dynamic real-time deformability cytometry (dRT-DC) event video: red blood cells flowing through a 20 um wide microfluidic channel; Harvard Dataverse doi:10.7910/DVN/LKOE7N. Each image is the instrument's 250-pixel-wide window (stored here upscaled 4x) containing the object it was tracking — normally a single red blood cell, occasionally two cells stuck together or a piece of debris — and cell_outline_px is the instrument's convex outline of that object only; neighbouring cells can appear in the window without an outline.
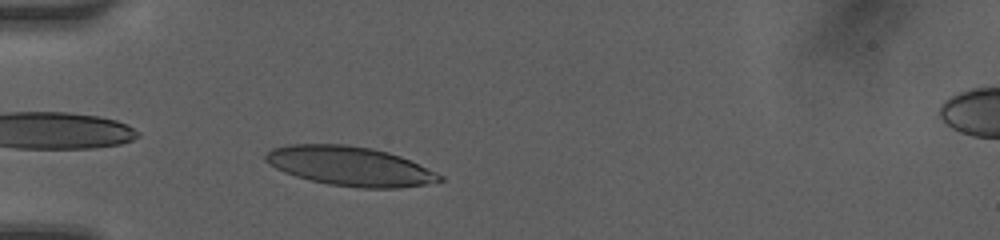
{"species": "human", "species_latin": "Homo sapiens", "temperature_condition": "room temperature", "stored_images_in_passage": 35, "camera_frame_rate_fps": 3000, "um_per_image_px": 0.085, "donor": {"sex": "female"}, "frame": {"image": 1, "passage_image": 6, "time_ms": 1.667, "image_size_px": [1000, 240], "cell_outline_px": [[444, 180], [424, 184], [396, 188], [360, 188], [328, 184], [296, 176], [284, 172], [268, 164], [264, 160], [264, 156], [272, 148], [288, 144], [344, 144], [372, 148], [388, 152], [400, 156], [436, 172], [444, 176]], "centroid_in_image_um": [29.72, 14.11], "position_along_channel_um": 55.3, "area_um2": 39.77}}
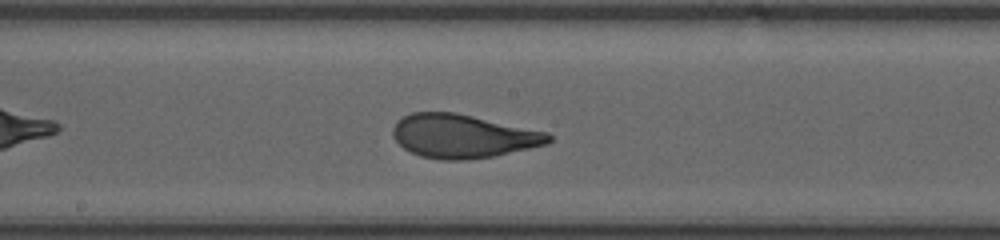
{"frame": {"image": 2, "passage_image": 18, "time_ms": 5.667, "image_size_px": [1000, 240], "cell_outline_px": [[552, 140], [548, 144], [492, 156], [468, 160], [440, 160], [420, 156], [404, 148], [392, 136], [392, 128], [396, 120], [412, 112], [452, 112], [472, 116], [548, 132], [552, 136]], "centroid_in_image_um": [39.33, 11.57], "position_along_channel_um": 208.9, "area_um2": 39.48}}
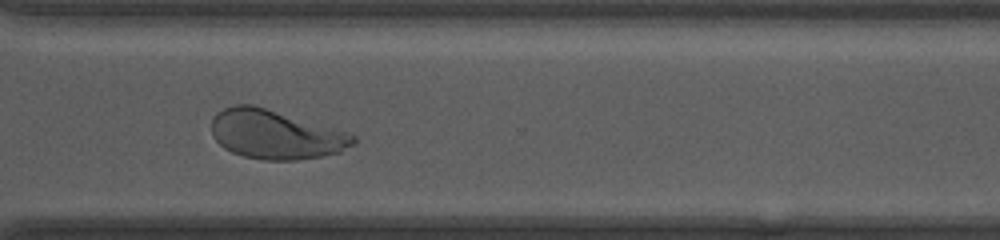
{"frame": {"image": 3, "passage_image": 28, "time_ms": 9.0, "image_size_px": [1000, 240], "cell_outline_px": [[356, 144], [340, 152], [320, 156], [296, 160], [264, 160], [244, 156], [232, 152], [224, 148], [212, 136], [212, 116], [216, 112], [224, 108], [236, 104], [252, 104], [344, 132], [356, 136]], "centroid_in_image_um": [23.37, 11.44], "position_along_channel_um": 347.2, "area_um2": 40.0}, "authors_computed_cell_mechanics": {"area_um2": 39.4196, "velocity_mm_per_s": 4.1633, "shape_relaxation_time_tau1_ms": 4.0139, "shape_relaxation_time_tau2_ms": null, "deformation_change_tau1": 0.1866, "deformation_change_tau2": null}}